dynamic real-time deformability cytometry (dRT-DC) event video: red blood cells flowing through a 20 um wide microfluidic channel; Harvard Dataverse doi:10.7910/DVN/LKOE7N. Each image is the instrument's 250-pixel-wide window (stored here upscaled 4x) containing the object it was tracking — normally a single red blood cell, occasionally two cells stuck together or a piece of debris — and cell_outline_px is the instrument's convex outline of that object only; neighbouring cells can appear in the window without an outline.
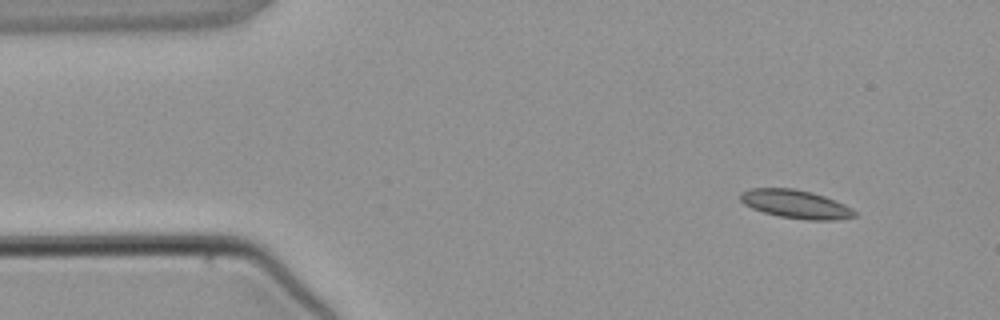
{"species": "common noctule bat (a hibernating species)", "species_latin": "Nyctalus noctula", "temperature_condition": "warm", "stored_images_in_passage": 3, "camera_frame_rate_fps": 3000, "um_per_image_px": 0.085, "animal": {"sex": "male", "body_mass_g": 21.5, "forearm_length_mm": 52.0}, "frame": {"image": 1, "passage_image": 1, "time_ms": 0.0, "image_size_px": [1000, 320], "cell_outline_px": [[856, 216], [836, 220], [808, 220], [780, 216], [764, 212], [752, 208], [744, 204], [740, 200], [740, 192], [748, 188], [796, 188], [812, 192], [836, 200], [852, 208], [856, 212]], "centroid_in_image_um": [67.63, 17.34], "position_along_channel_um": 17.4, "area_um2": 19.02}}
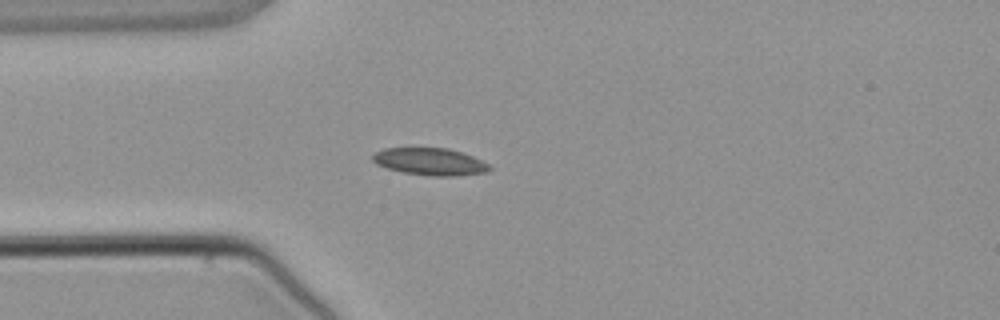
{"frame": {"image": 2, "passage_image": 3, "time_ms": 2.333, "image_size_px": [1000, 320], "cell_outline_px": [[492, 168], [488, 172], [460, 176], [432, 176], [404, 172], [388, 168], [376, 164], [372, 160], [372, 156], [376, 152], [384, 148], [448, 148], [472, 156], [488, 164]], "centroid_in_image_um": [36.57, 13.74], "position_along_channel_um": 48.4, "area_um2": 18.44}}